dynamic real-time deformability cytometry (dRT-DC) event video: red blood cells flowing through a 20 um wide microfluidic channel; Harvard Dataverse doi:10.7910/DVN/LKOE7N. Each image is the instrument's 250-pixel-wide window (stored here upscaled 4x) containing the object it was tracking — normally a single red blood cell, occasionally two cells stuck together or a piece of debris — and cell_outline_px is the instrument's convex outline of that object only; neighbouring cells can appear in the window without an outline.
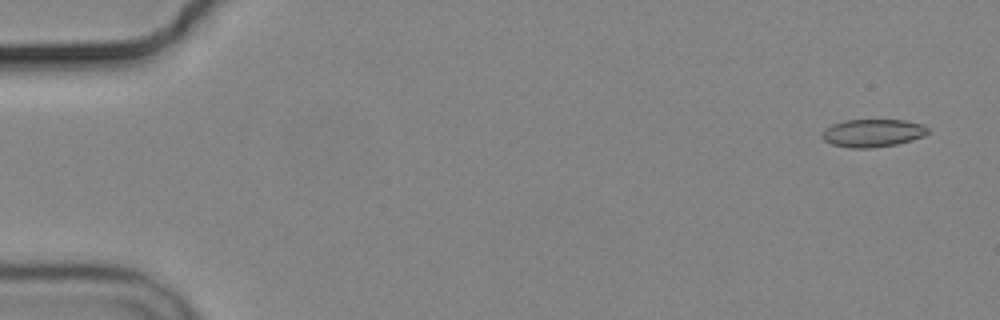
{"species": "common noctule bat (a hibernating species)", "species_latin": "Nyctalus noctula", "temperature_condition": "cold", "stored_images_in_passage": 5, "camera_frame_rate_fps": 3000, "um_per_image_px": 0.085, "animal": {"sex": "male", "body_mass_g": 19.2, "forearm_length_mm": 51.8}, "frame": {"image": 1, "passage_image": 1, "time_ms": 0.0, "image_size_px": [1000, 320], "cell_outline_px": [[928, 132], [924, 136], [912, 140], [896, 144], [868, 148], [852, 148], [832, 144], [824, 140], [820, 136], [820, 132], [824, 128], [832, 124], [844, 120], [904, 120], [924, 124], [928, 128]], "centroid_in_image_um": [74.15, 11.3], "position_along_channel_um": 10.9, "area_um2": 17.28}}
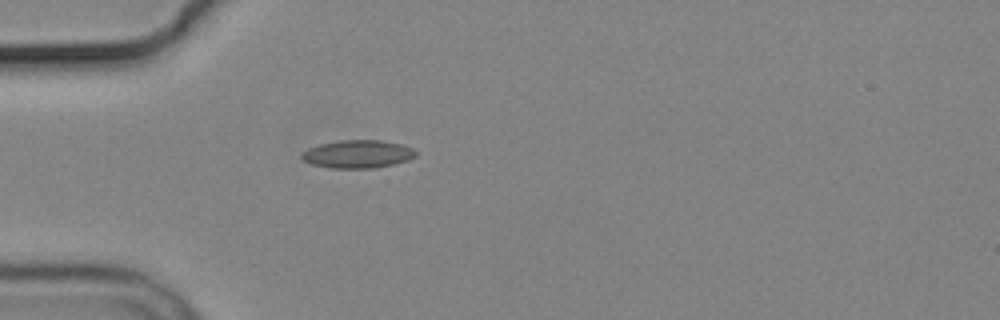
{"frame": {"image": 2, "passage_image": 5, "time_ms": 4.667, "image_size_px": [1000, 320], "cell_outline_px": [[416, 156], [408, 160], [396, 164], [372, 168], [332, 168], [312, 164], [304, 160], [300, 156], [300, 152], [308, 148], [320, 144], [340, 140], [384, 140], [400, 144], [412, 148], [416, 152]], "centroid_in_image_um": [30.4, 13.09], "position_along_channel_um": 54.6, "area_um2": 18.67}}